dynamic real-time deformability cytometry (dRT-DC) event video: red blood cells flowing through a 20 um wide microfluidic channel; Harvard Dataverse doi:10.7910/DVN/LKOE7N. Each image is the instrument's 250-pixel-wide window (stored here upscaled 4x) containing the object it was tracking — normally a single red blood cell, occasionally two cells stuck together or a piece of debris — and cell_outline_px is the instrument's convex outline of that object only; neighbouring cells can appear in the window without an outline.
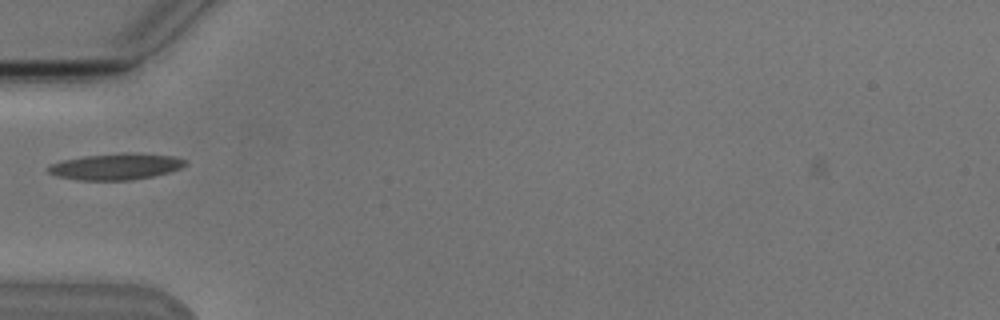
{"species": "Egyptian fruit bat (a non-hibernating species)", "species_latin": "Rousettus aegyptiacus", "temperature_condition": "cold", "stored_images_in_passage": 3, "camera_frame_rate_fps": 3000, "um_per_image_px": 0.085, "animal": {"sex": "male"}, "frame": {"image": 1, "passage_image": 2, "time_ms": 1.333, "image_size_px": [1000, 320], "cell_outline_px": [[188, 164], [180, 168], [168, 172], [152, 176], [132, 180], [80, 180], [56, 176], [48, 172], [44, 168], [52, 164], [64, 160], [84, 156], [124, 152], [136, 152], [172, 156], [184, 160]], "centroid_in_image_um": [9.83, 14.15], "position_along_channel_um": 75.2, "area_um2": 21.04}}